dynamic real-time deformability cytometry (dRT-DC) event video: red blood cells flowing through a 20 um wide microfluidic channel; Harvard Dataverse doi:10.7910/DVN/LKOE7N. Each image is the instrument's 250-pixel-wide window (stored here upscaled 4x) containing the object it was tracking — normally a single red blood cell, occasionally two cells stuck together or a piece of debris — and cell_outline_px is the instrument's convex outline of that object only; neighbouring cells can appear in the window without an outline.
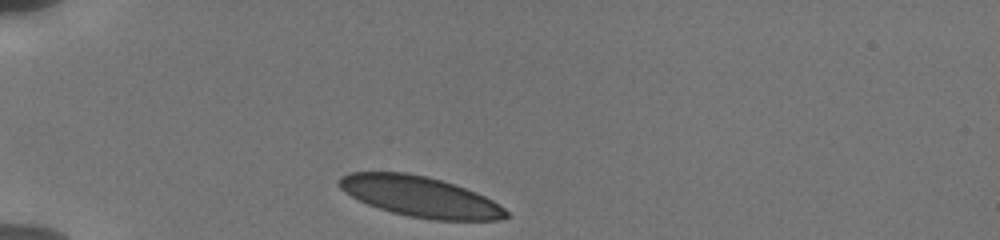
{"species": "human", "species_latin": "Homo sapiens", "temperature_condition": "cold", "stored_images_in_passage": 32, "camera_frame_rate_fps": 3000, "um_per_image_px": 0.085, "donor": {"sex": "male"}, "frame": {"image": 1, "passage_image": 1, "time_ms": 0.0, "image_size_px": [1000, 240], "cell_outline_px": [[508, 216], [496, 220], [432, 220], [408, 216], [392, 212], [368, 204], [344, 192], [336, 184], [336, 180], [340, 176], [348, 172], [408, 172], [440, 180], [476, 192], [492, 200], [504, 208], [508, 212]], "centroid_in_image_um": [35.66, 16.7], "position_along_channel_um": 49.3, "area_um2": 39.19}}
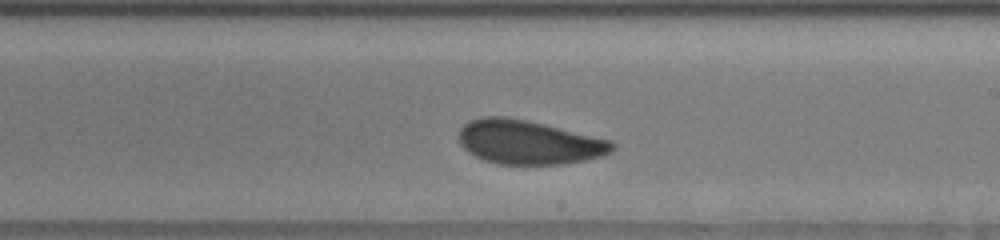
{"frame": {"image": 2, "passage_image": 19, "time_ms": 6.0, "image_size_px": [1000, 240], "cell_outline_px": [[616, 148], [612, 152], [604, 156], [564, 164], [500, 164], [484, 160], [468, 152], [460, 144], [460, 128], [468, 120], [484, 116], [504, 116], [544, 124], [612, 140], [616, 144]], "centroid_in_image_um": [44.97, 12.09], "position_along_channel_um": 244.0, "area_um2": 39.42}}
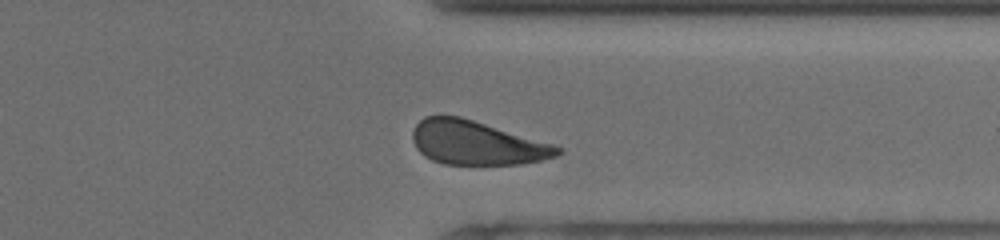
{"frame": {"image": 3, "passage_image": 29, "time_ms": 9.333, "image_size_px": [1000, 240], "cell_outline_px": [[564, 152], [556, 156], [540, 160], [520, 164], [444, 164], [432, 160], [424, 156], [416, 148], [412, 140], [412, 132], [416, 124], [424, 116], [460, 116], [552, 144], [564, 148]], "centroid_in_image_um": [40.49, 12.15], "position_along_channel_um": 370.9, "area_um2": 36.88}, "authors_computed_cell_mechanics": {"area_um2": 39.3618, "velocity_mm_per_s": 3.7861, "shape_relaxation_time_tau1_ms": 4.0417, "shape_relaxation_time_tau2_ms": 2.3011, "deformation_change_tau1": 0.0929, "deformation_change_tau2": 0.0395}}